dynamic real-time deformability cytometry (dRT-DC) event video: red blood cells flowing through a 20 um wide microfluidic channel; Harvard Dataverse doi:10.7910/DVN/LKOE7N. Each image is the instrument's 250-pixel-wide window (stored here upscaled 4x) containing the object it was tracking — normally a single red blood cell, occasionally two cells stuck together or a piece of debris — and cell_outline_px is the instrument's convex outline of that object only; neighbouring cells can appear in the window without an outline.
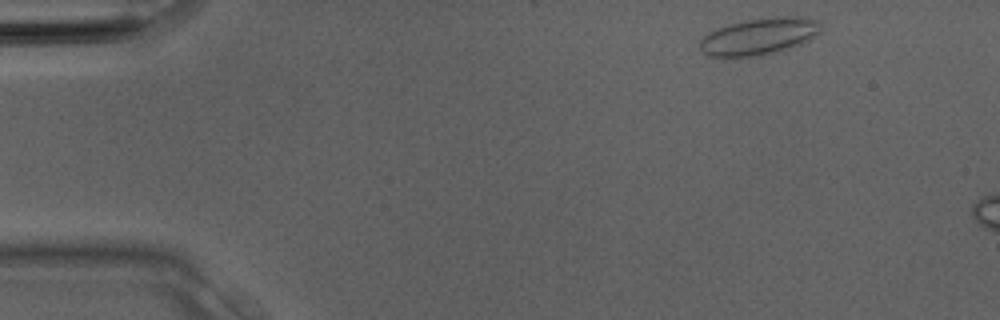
{"species": "Egyptian fruit bat (a non-hibernating species)", "species_latin": "Rousettus aegyptiacus", "temperature_condition": "room temperature", "stored_images_in_passage": 2, "camera_frame_rate_fps": 3000, "um_per_image_px": 0.085, "animal": {"sex": "male"}, "frame": {"image": 1, "passage_image": 1, "time_ms": 0.0, "image_size_px": [1000, 320], "cell_outline_px": [[820, 32], [808, 40], [800, 44], [788, 48], [772, 52], [752, 56], [708, 56], [700, 48], [700, 40], [704, 36], [716, 28], [748, 20], [784, 16], [796, 16], [820, 20]], "centroid_in_image_um": [64.54, 3.08], "position_along_channel_um": 20.5, "area_um2": 25.32}}